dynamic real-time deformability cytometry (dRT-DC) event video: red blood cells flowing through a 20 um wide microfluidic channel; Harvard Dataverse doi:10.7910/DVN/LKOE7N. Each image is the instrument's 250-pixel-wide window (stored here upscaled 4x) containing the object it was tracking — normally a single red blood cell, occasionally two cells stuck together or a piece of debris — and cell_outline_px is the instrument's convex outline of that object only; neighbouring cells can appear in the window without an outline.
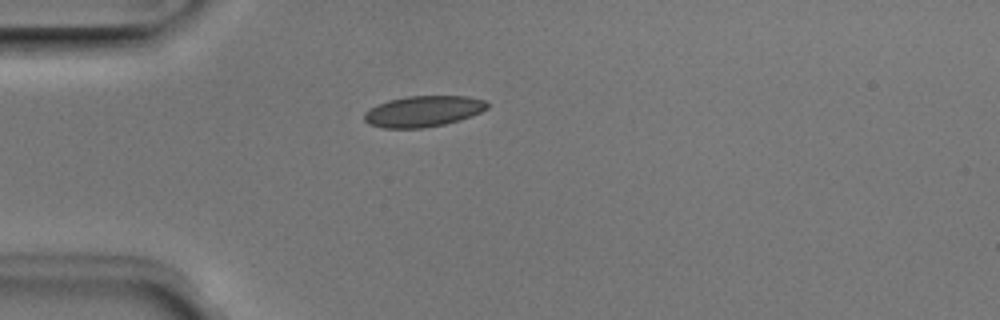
{"species": "Egyptian fruit bat (a non-hibernating species)", "species_latin": "Rousettus aegyptiacus", "temperature_condition": "room temperature", "stored_images_in_passage": 1, "camera_frame_rate_fps": 3000, "um_per_image_px": 0.085, "animal": {"sex": "male"}, "frame": {"image": 1, "passage_image": 1, "time_ms": 0.0, "image_size_px": [1000, 320], "cell_outline_px": [[488, 108], [480, 112], [460, 120], [444, 124], [424, 128], [384, 128], [368, 124], [364, 120], [364, 112], [388, 100], [408, 96], [468, 96], [484, 100], [488, 104]], "centroid_in_image_um": [35.98, 9.46], "position_along_channel_um": 49.0, "area_um2": 22.08}}